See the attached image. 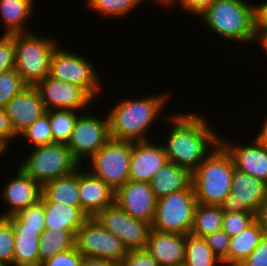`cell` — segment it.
<instances>
[{
  "label": "cell",
  "mask_w": 267,
  "mask_h": 266,
  "mask_svg": "<svg viewBox=\"0 0 267 266\" xmlns=\"http://www.w3.org/2000/svg\"><path fill=\"white\" fill-rule=\"evenodd\" d=\"M166 114L165 117H168L165 119L169 120L168 124H172L162 142L167 159L193 173L220 144L221 136L199 112Z\"/></svg>",
  "instance_id": "1"
},
{
  "label": "cell",
  "mask_w": 267,
  "mask_h": 266,
  "mask_svg": "<svg viewBox=\"0 0 267 266\" xmlns=\"http://www.w3.org/2000/svg\"><path fill=\"white\" fill-rule=\"evenodd\" d=\"M169 95L171 94L166 91L154 96H142L139 99L131 97L113 105L107 113L110 137L131 142L153 140L149 137L148 130L152 125L154 126L156 118L158 120L161 113L165 114L163 110L168 99L171 98Z\"/></svg>",
  "instance_id": "2"
},
{
  "label": "cell",
  "mask_w": 267,
  "mask_h": 266,
  "mask_svg": "<svg viewBox=\"0 0 267 266\" xmlns=\"http://www.w3.org/2000/svg\"><path fill=\"white\" fill-rule=\"evenodd\" d=\"M197 17H200L210 32L231 43L245 46L257 40L255 4L252 5L247 0H215Z\"/></svg>",
  "instance_id": "3"
},
{
  "label": "cell",
  "mask_w": 267,
  "mask_h": 266,
  "mask_svg": "<svg viewBox=\"0 0 267 266\" xmlns=\"http://www.w3.org/2000/svg\"><path fill=\"white\" fill-rule=\"evenodd\" d=\"M234 162L219 144L192 173L197 203L220 205L230 194Z\"/></svg>",
  "instance_id": "4"
},
{
  "label": "cell",
  "mask_w": 267,
  "mask_h": 266,
  "mask_svg": "<svg viewBox=\"0 0 267 266\" xmlns=\"http://www.w3.org/2000/svg\"><path fill=\"white\" fill-rule=\"evenodd\" d=\"M58 40L35 31L14 35L15 69L28 86H36L50 74Z\"/></svg>",
  "instance_id": "5"
},
{
  "label": "cell",
  "mask_w": 267,
  "mask_h": 266,
  "mask_svg": "<svg viewBox=\"0 0 267 266\" xmlns=\"http://www.w3.org/2000/svg\"><path fill=\"white\" fill-rule=\"evenodd\" d=\"M32 149L18 167L41 186L72 174L80 166L65 144L52 143Z\"/></svg>",
  "instance_id": "6"
},
{
  "label": "cell",
  "mask_w": 267,
  "mask_h": 266,
  "mask_svg": "<svg viewBox=\"0 0 267 266\" xmlns=\"http://www.w3.org/2000/svg\"><path fill=\"white\" fill-rule=\"evenodd\" d=\"M196 205L193 185L157 199L152 229L188 235L192 228Z\"/></svg>",
  "instance_id": "7"
},
{
  "label": "cell",
  "mask_w": 267,
  "mask_h": 266,
  "mask_svg": "<svg viewBox=\"0 0 267 266\" xmlns=\"http://www.w3.org/2000/svg\"><path fill=\"white\" fill-rule=\"evenodd\" d=\"M131 154V141L110 138L84 166L116 191L129 180Z\"/></svg>",
  "instance_id": "8"
},
{
  "label": "cell",
  "mask_w": 267,
  "mask_h": 266,
  "mask_svg": "<svg viewBox=\"0 0 267 266\" xmlns=\"http://www.w3.org/2000/svg\"><path fill=\"white\" fill-rule=\"evenodd\" d=\"M58 45L51 58L50 76L85 89L94 99L102 91L100 74L94 62L77 53L69 52Z\"/></svg>",
  "instance_id": "9"
},
{
  "label": "cell",
  "mask_w": 267,
  "mask_h": 266,
  "mask_svg": "<svg viewBox=\"0 0 267 266\" xmlns=\"http://www.w3.org/2000/svg\"><path fill=\"white\" fill-rule=\"evenodd\" d=\"M75 248L84 258H99L120 264L128 249L95 217H89L75 233Z\"/></svg>",
  "instance_id": "10"
},
{
  "label": "cell",
  "mask_w": 267,
  "mask_h": 266,
  "mask_svg": "<svg viewBox=\"0 0 267 266\" xmlns=\"http://www.w3.org/2000/svg\"><path fill=\"white\" fill-rule=\"evenodd\" d=\"M99 115L101 114L81 112L67 143L73 158L80 165L88 161L111 138L108 116L105 114L102 118Z\"/></svg>",
  "instance_id": "11"
},
{
  "label": "cell",
  "mask_w": 267,
  "mask_h": 266,
  "mask_svg": "<svg viewBox=\"0 0 267 266\" xmlns=\"http://www.w3.org/2000/svg\"><path fill=\"white\" fill-rule=\"evenodd\" d=\"M95 218L128 250L146 249L152 225L128 215L116 203L102 209Z\"/></svg>",
  "instance_id": "12"
},
{
  "label": "cell",
  "mask_w": 267,
  "mask_h": 266,
  "mask_svg": "<svg viewBox=\"0 0 267 266\" xmlns=\"http://www.w3.org/2000/svg\"><path fill=\"white\" fill-rule=\"evenodd\" d=\"M36 88L46 110L71 109L82 112L90 108L95 100L82 87L57 80L50 75L41 80Z\"/></svg>",
  "instance_id": "13"
},
{
  "label": "cell",
  "mask_w": 267,
  "mask_h": 266,
  "mask_svg": "<svg viewBox=\"0 0 267 266\" xmlns=\"http://www.w3.org/2000/svg\"><path fill=\"white\" fill-rule=\"evenodd\" d=\"M267 194V183L234 168L230 194L220 204L224 212L256 213Z\"/></svg>",
  "instance_id": "14"
},
{
  "label": "cell",
  "mask_w": 267,
  "mask_h": 266,
  "mask_svg": "<svg viewBox=\"0 0 267 266\" xmlns=\"http://www.w3.org/2000/svg\"><path fill=\"white\" fill-rule=\"evenodd\" d=\"M115 203L128 215L152 224L157 198L148 182L128 180L115 191Z\"/></svg>",
  "instance_id": "15"
},
{
  "label": "cell",
  "mask_w": 267,
  "mask_h": 266,
  "mask_svg": "<svg viewBox=\"0 0 267 266\" xmlns=\"http://www.w3.org/2000/svg\"><path fill=\"white\" fill-rule=\"evenodd\" d=\"M248 142L235 144L220 137V144L231 155L235 169L267 183V147L255 137Z\"/></svg>",
  "instance_id": "16"
},
{
  "label": "cell",
  "mask_w": 267,
  "mask_h": 266,
  "mask_svg": "<svg viewBox=\"0 0 267 266\" xmlns=\"http://www.w3.org/2000/svg\"><path fill=\"white\" fill-rule=\"evenodd\" d=\"M15 174L9 177L8 182L1 191V199L8 204L0 216L8 217L19 210L39 201L42 197V186L30 176L26 175L16 165Z\"/></svg>",
  "instance_id": "17"
},
{
  "label": "cell",
  "mask_w": 267,
  "mask_h": 266,
  "mask_svg": "<svg viewBox=\"0 0 267 266\" xmlns=\"http://www.w3.org/2000/svg\"><path fill=\"white\" fill-rule=\"evenodd\" d=\"M11 126L17 136L46 113L36 86H27L5 106Z\"/></svg>",
  "instance_id": "18"
},
{
  "label": "cell",
  "mask_w": 267,
  "mask_h": 266,
  "mask_svg": "<svg viewBox=\"0 0 267 266\" xmlns=\"http://www.w3.org/2000/svg\"><path fill=\"white\" fill-rule=\"evenodd\" d=\"M132 142L129 180L150 182L155 173L168 161L163 143Z\"/></svg>",
  "instance_id": "19"
},
{
  "label": "cell",
  "mask_w": 267,
  "mask_h": 266,
  "mask_svg": "<svg viewBox=\"0 0 267 266\" xmlns=\"http://www.w3.org/2000/svg\"><path fill=\"white\" fill-rule=\"evenodd\" d=\"M79 196L81 209L89 217H95L102 209L115 203V191L84 165L79 166Z\"/></svg>",
  "instance_id": "20"
},
{
  "label": "cell",
  "mask_w": 267,
  "mask_h": 266,
  "mask_svg": "<svg viewBox=\"0 0 267 266\" xmlns=\"http://www.w3.org/2000/svg\"><path fill=\"white\" fill-rule=\"evenodd\" d=\"M186 235L151 229L146 250L159 266H183Z\"/></svg>",
  "instance_id": "21"
},
{
  "label": "cell",
  "mask_w": 267,
  "mask_h": 266,
  "mask_svg": "<svg viewBox=\"0 0 267 266\" xmlns=\"http://www.w3.org/2000/svg\"><path fill=\"white\" fill-rule=\"evenodd\" d=\"M14 230V266H41L39 243L45 228L25 227V224H12Z\"/></svg>",
  "instance_id": "22"
},
{
  "label": "cell",
  "mask_w": 267,
  "mask_h": 266,
  "mask_svg": "<svg viewBox=\"0 0 267 266\" xmlns=\"http://www.w3.org/2000/svg\"><path fill=\"white\" fill-rule=\"evenodd\" d=\"M36 0H0V19L3 24V35L29 33L34 29L27 25L32 20Z\"/></svg>",
  "instance_id": "23"
},
{
  "label": "cell",
  "mask_w": 267,
  "mask_h": 266,
  "mask_svg": "<svg viewBox=\"0 0 267 266\" xmlns=\"http://www.w3.org/2000/svg\"><path fill=\"white\" fill-rule=\"evenodd\" d=\"M157 199L188 189L192 185V173L179 165L167 161L149 182Z\"/></svg>",
  "instance_id": "24"
},
{
  "label": "cell",
  "mask_w": 267,
  "mask_h": 266,
  "mask_svg": "<svg viewBox=\"0 0 267 266\" xmlns=\"http://www.w3.org/2000/svg\"><path fill=\"white\" fill-rule=\"evenodd\" d=\"M45 229L77 230L89 218L80 208L54 201H43Z\"/></svg>",
  "instance_id": "25"
},
{
  "label": "cell",
  "mask_w": 267,
  "mask_h": 266,
  "mask_svg": "<svg viewBox=\"0 0 267 266\" xmlns=\"http://www.w3.org/2000/svg\"><path fill=\"white\" fill-rule=\"evenodd\" d=\"M42 200L80 207L79 167L70 175L60 177L42 186Z\"/></svg>",
  "instance_id": "26"
},
{
  "label": "cell",
  "mask_w": 267,
  "mask_h": 266,
  "mask_svg": "<svg viewBox=\"0 0 267 266\" xmlns=\"http://www.w3.org/2000/svg\"><path fill=\"white\" fill-rule=\"evenodd\" d=\"M264 235V230L255 220L242 232L231 237L228 251V266H240L259 245Z\"/></svg>",
  "instance_id": "27"
},
{
  "label": "cell",
  "mask_w": 267,
  "mask_h": 266,
  "mask_svg": "<svg viewBox=\"0 0 267 266\" xmlns=\"http://www.w3.org/2000/svg\"><path fill=\"white\" fill-rule=\"evenodd\" d=\"M223 214L224 211L220 205L197 203L189 234L204 238L209 234L222 230Z\"/></svg>",
  "instance_id": "28"
},
{
  "label": "cell",
  "mask_w": 267,
  "mask_h": 266,
  "mask_svg": "<svg viewBox=\"0 0 267 266\" xmlns=\"http://www.w3.org/2000/svg\"><path fill=\"white\" fill-rule=\"evenodd\" d=\"M77 230L45 229L40 236L39 258L44 262L56 254L74 247Z\"/></svg>",
  "instance_id": "29"
},
{
  "label": "cell",
  "mask_w": 267,
  "mask_h": 266,
  "mask_svg": "<svg viewBox=\"0 0 267 266\" xmlns=\"http://www.w3.org/2000/svg\"><path fill=\"white\" fill-rule=\"evenodd\" d=\"M183 266H223L204 238L186 235Z\"/></svg>",
  "instance_id": "30"
},
{
  "label": "cell",
  "mask_w": 267,
  "mask_h": 266,
  "mask_svg": "<svg viewBox=\"0 0 267 266\" xmlns=\"http://www.w3.org/2000/svg\"><path fill=\"white\" fill-rule=\"evenodd\" d=\"M54 143L67 145L80 112L71 109L46 110Z\"/></svg>",
  "instance_id": "31"
},
{
  "label": "cell",
  "mask_w": 267,
  "mask_h": 266,
  "mask_svg": "<svg viewBox=\"0 0 267 266\" xmlns=\"http://www.w3.org/2000/svg\"><path fill=\"white\" fill-rule=\"evenodd\" d=\"M143 0H87L86 6L100 14L103 18H120L130 15Z\"/></svg>",
  "instance_id": "32"
},
{
  "label": "cell",
  "mask_w": 267,
  "mask_h": 266,
  "mask_svg": "<svg viewBox=\"0 0 267 266\" xmlns=\"http://www.w3.org/2000/svg\"><path fill=\"white\" fill-rule=\"evenodd\" d=\"M18 137H22L32 148L54 143L51 124L47 113L38 118L26 128ZM30 141V142H29Z\"/></svg>",
  "instance_id": "33"
},
{
  "label": "cell",
  "mask_w": 267,
  "mask_h": 266,
  "mask_svg": "<svg viewBox=\"0 0 267 266\" xmlns=\"http://www.w3.org/2000/svg\"><path fill=\"white\" fill-rule=\"evenodd\" d=\"M45 212L42 198L36 203L19 210L7 218L12 224H25V227L45 228Z\"/></svg>",
  "instance_id": "34"
},
{
  "label": "cell",
  "mask_w": 267,
  "mask_h": 266,
  "mask_svg": "<svg viewBox=\"0 0 267 266\" xmlns=\"http://www.w3.org/2000/svg\"><path fill=\"white\" fill-rule=\"evenodd\" d=\"M28 85L21 78L17 70L11 69L0 73V107L5 108L7 103Z\"/></svg>",
  "instance_id": "35"
},
{
  "label": "cell",
  "mask_w": 267,
  "mask_h": 266,
  "mask_svg": "<svg viewBox=\"0 0 267 266\" xmlns=\"http://www.w3.org/2000/svg\"><path fill=\"white\" fill-rule=\"evenodd\" d=\"M14 243L11 221L0 216V266H14Z\"/></svg>",
  "instance_id": "36"
},
{
  "label": "cell",
  "mask_w": 267,
  "mask_h": 266,
  "mask_svg": "<svg viewBox=\"0 0 267 266\" xmlns=\"http://www.w3.org/2000/svg\"><path fill=\"white\" fill-rule=\"evenodd\" d=\"M255 221V213L253 212H224L222 230L230 237H233Z\"/></svg>",
  "instance_id": "37"
},
{
  "label": "cell",
  "mask_w": 267,
  "mask_h": 266,
  "mask_svg": "<svg viewBox=\"0 0 267 266\" xmlns=\"http://www.w3.org/2000/svg\"><path fill=\"white\" fill-rule=\"evenodd\" d=\"M230 238L224 230L216 231L204 237L213 253L222 261L223 266H228Z\"/></svg>",
  "instance_id": "38"
},
{
  "label": "cell",
  "mask_w": 267,
  "mask_h": 266,
  "mask_svg": "<svg viewBox=\"0 0 267 266\" xmlns=\"http://www.w3.org/2000/svg\"><path fill=\"white\" fill-rule=\"evenodd\" d=\"M15 68L14 35H0V73Z\"/></svg>",
  "instance_id": "39"
},
{
  "label": "cell",
  "mask_w": 267,
  "mask_h": 266,
  "mask_svg": "<svg viewBox=\"0 0 267 266\" xmlns=\"http://www.w3.org/2000/svg\"><path fill=\"white\" fill-rule=\"evenodd\" d=\"M84 256L75 248L56 254L42 262L41 266H81Z\"/></svg>",
  "instance_id": "40"
},
{
  "label": "cell",
  "mask_w": 267,
  "mask_h": 266,
  "mask_svg": "<svg viewBox=\"0 0 267 266\" xmlns=\"http://www.w3.org/2000/svg\"><path fill=\"white\" fill-rule=\"evenodd\" d=\"M120 266H159L146 249L128 250Z\"/></svg>",
  "instance_id": "41"
},
{
  "label": "cell",
  "mask_w": 267,
  "mask_h": 266,
  "mask_svg": "<svg viewBox=\"0 0 267 266\" xmlns=\"http://www.w3.org/2000/svg\"><path fill=\"white\" fill-rule=\"evenodd\" d=\"M240 266H267V234Z\"/></svg>",
  "instance_id": "42"
},
{
  "label": "cell",
  "mask_w": 267,
  "mask_h": 266,
  "mask_svg": "<svg viewBox=\"0 0 267 266\" xmlns=\"http://www.w3.org/2000/svg\"><path fill=\"white\" fill-rule=\"evenodd\" d=\"M19 138L10 123L9 117L5 108L0 107V141L9 148L11 141H15Z\"/></svg>",
  "instance_id": "43"
},
{
  "label": "cell",
  "mask_w": 267,
  "mask_h": 266,
  "mask_svg": "<svg viewBox=\"0 0 267 266\" xmlns=\"http://www.w3.org/2000/svg\"><path fill=\"white\" fill-rule=\"evenodd\" d=\"M215 0H176L175 6L187 11L193 16H199L205 9H207Z\"/></svg>",
  "instance_id": "44"
},
{
  "label": "cell",
  "mask_w": 267,
  "mask_h": 266,
  "mask_svg": "<svg viewBox=\"0 0 267 266\" xmlns=\"http://www.w3.org/2000/svg\"><path fill=\"white\" fill-rule=\"evenodd\" d=\"M255 30L256 33H267V1L255 3ZM259 4V5H258Z\"/></svg>",
  "instance_id": "45"
},
{
  "label": "cell",
  "mask_w": 267,
  "mask_h": 266,
  "mask_svg": "<svg viewBox=\"0 0 267 266\" xmlns=\"http://www.w3.org/2000/svg\"><path fill=\"white\" fill-rule=\"evenodd\" d=\"M255 220L260 224L264 233L267 234V194L255 213Z\"/></svg>",
  "instance_id": "46"
},
{
  "label": "cell",
  "mask_w": 267,
  "mask_h": 266,
  "mask_svg": "<svg viewBox=\"0 0 267 266\" xmlns=\"http://www.w3.org/2000/svg\"><path fill=\"white\" fill-rule=\"evenodd\" d=\"M81 266H120L112 261H107L99 258H84Z\"/></svg>",
  "instance_id": "47"
},
{
  "label": "cell",
  "mask_w": 267,
  "mask_h": 266,
  "mask_svg": "<svg viewBox=\"0 0 267 266\" xmlns=\"http://www.w3.org/2000/svg\"><path fill=\"white\" fill-rule=\"evenodd\" d=\"M266 117L263 118V122H262V128H260V131L255 133L256 136L255 138L264 146L267 147V115H265Z\"/></svg>",
  "instance_id": "48"
},
{
  "label": "cell",
  "mask_w": 267,
  "mask_h": 266,
  "mask_svg": "<svg viewBox=\"0 0 267 266\" xmlns=\"http://www.w3.org/2000/svg\"><path fill=\"white\" fill-rule=\"evenodd\" d=\"M258 44L263 48L262 51L267 55V33H256Z\"/></svg>",
  "instance_id": "49"
},
{
  "label": "cell",
  "mask_w": 267,
  "mask_h": 266,
  "mask_svg": "<svg viewBox=\"0 0 267 266\" xmlns=\"http://www.w3.org/2000/svg\"><path fill=\"white\" fill-rule=\"evenodd\" d=\"M153 3H154V5L155 4H158L159 6H162V8H163V6L166 8H169V7H172V6H174V4H175V2H176V0H151Z\"/></svg>",
  "instance_id": "50"
},
{
  "label": "cell",
  "mask_w": 267,
  "mask_h": 266,
  "mask_svg": "<svg viewBox=\"0 0 267 266\" xmlns=\"http://www.w3.org/2000/svg\"><path fill=\"white\" fill-rule=\"evenodd\" d=\"M6 152H8V148L0 141V156H5Z\"/></svg>",
  "instance_id": "51"
}]
</instances>
